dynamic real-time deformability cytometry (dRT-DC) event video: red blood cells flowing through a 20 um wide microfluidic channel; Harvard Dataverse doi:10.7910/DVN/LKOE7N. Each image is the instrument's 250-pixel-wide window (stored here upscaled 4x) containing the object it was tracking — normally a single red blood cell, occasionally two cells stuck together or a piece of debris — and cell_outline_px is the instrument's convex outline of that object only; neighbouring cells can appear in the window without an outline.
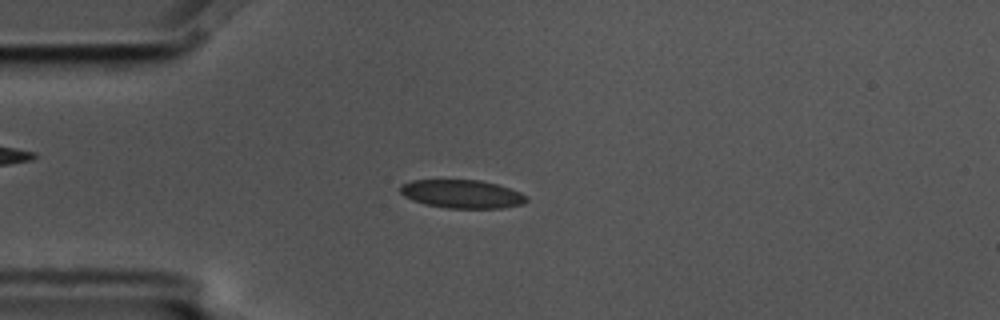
{"species": "common noctule bat (a hibernating species)", "species_latin": "Nyctalus noctula", "temperature_condition": "cold", "stored_images_in_passage": 4, "camera_frame_rate_fps": 3000, "um_per_image_px": 0.085, "animal": {"sex": "male", "body_mass_g": 17.5, "forearm_length_mm": 52.3}, "frame": {"image": 1, "passage_image": 3, "time_ms": 0.667, "image_size_px": [1000, 320], "cell_outline_px": [[528, 200], [524, 204], [504, 208], [448, 208], [424, 204], [412, 200], [404, 196], [400, 192], [400, 184], [412, 180], [480, 180], [496, 184], [520, 192], [528, 196]], "centroid_in_image_um": [39.27, 16.49], "position_along_channel_um": 45.7, "area_um2": 20.98}}